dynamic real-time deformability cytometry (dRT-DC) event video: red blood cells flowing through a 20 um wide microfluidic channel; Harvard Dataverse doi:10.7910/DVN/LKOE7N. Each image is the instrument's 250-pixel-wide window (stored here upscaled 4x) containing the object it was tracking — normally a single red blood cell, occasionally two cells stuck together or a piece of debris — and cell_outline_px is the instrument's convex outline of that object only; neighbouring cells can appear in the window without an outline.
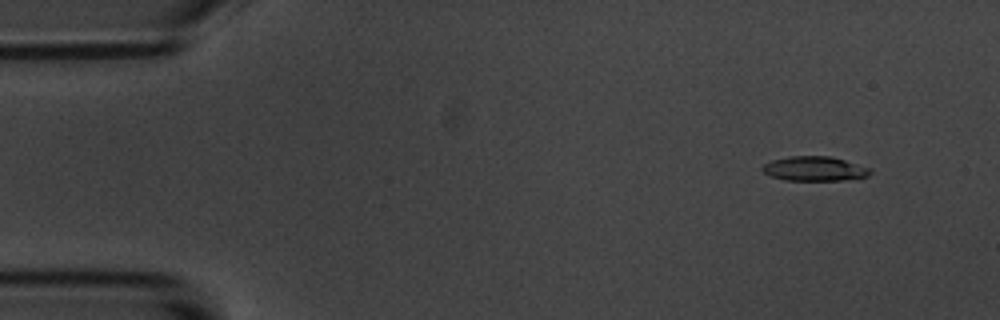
{"species": "common noctule bat (a hibernating species)", "species_latin": "Nyctalus noctula", "temperature_condition": "room temperature", "stored_images_in_passage": 56, "camera_frame_rate_fps": 3000, "um_per_image_px": 0.085, "animal": {"sex": "male", "body_mass_g": 20.1, "forearm_length_mm": 53.5}, "frame": {"image": 1, "passage_image": 5, "time_ms": 1.333, "image_size_px": [1000, 320], "cell_outline_px": [[872, 172], [868, 176], [860, 180], [784, 180], [772, 176], [764, 172], [760, 168], [764, 164], [772, 160], [788, 156], [832, 156], [872, 168]], "centroid_in_image_um": [69.32, 14.34], "position_along_channel_um": 15.7, "area_um2": 15.72}}
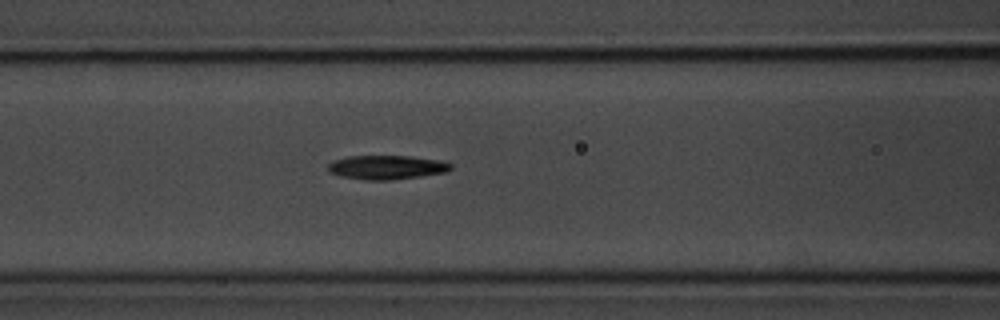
{"frame": {"image": 2, "passage_image": 23, "time_ms": 7.333, "image_size_px": [1000, 320], "cell_outline_px": [[452, 168], [448, 172], [392, 180], [364, 180], [340, 176], [328, 172], [328, 164], [332, 160], [348, 156], [412, 156], [436, 160], [452, 164]], "centroid_in_image_um": [32.83, 14.22], "position_along_channel_um": 133.8, "area_um2": 17.28}}
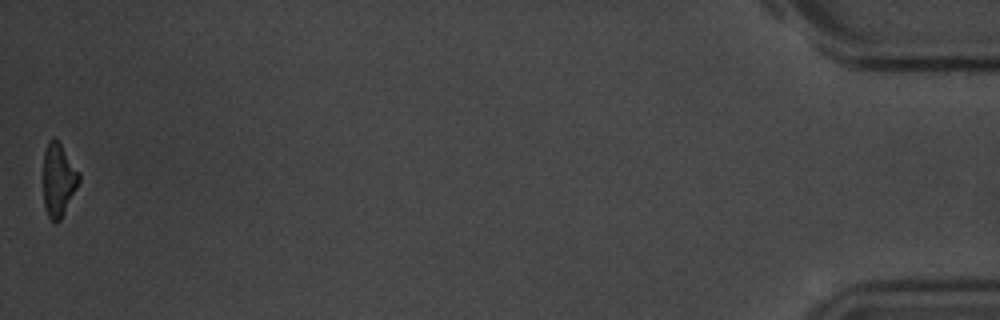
{"frame": {"image": 3, "passage_image": 56, "time_ms": 18.333, "image_size_px": [1000, 320], "cell_outline_px": [[80, 180], [60, 220], [56, 224], [48, 216], [44, 204], [44, 152], [48, 140], [52, 136], [60, 144], [80, 172]], "centroid_in_image_um": [4.97, 15.27], "position_along_channel_um": 430.2, "area_um2": 14.97}, "authors_computed_cell_mechanics": {"area_um2": 16.3285, "velocity_mm_per_s": 3.576, "shape_relaxation_time_tau1_ms": 2.7119, "shape_relaxation_time_tau2_ms": null, "deformation_change_tau1": 0.1561, "deformation_change_tau2": null}}